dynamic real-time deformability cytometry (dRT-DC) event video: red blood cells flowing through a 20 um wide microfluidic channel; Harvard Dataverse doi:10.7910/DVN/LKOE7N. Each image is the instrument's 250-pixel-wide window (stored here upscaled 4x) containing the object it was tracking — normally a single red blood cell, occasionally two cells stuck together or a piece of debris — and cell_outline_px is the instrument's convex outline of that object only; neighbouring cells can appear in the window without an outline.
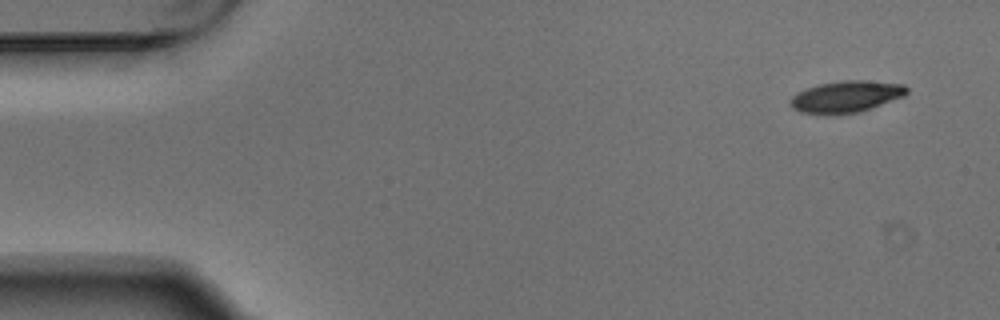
{"species": "Egyptian fruit bat (a non-hibernating species)", "species_latin": "Rousettus aegyptiacus", "temperature_condition": "warm", "stored_images_in_passage": 7, "camera_frame_rate_fps": 3000, "um_per_image_px": 0.085, "animal": {"sex": "male"}, "frame": {"image": 1, "passage_image": 1, "time_ms": 0.0, "image_size_px": [1000, 320], "cell_outline_px": [[908, 92], [904, 96], [860, 112], [828, 116], [824, 116], [800, 112], [792, 108], [788, 100], [796, 92], [820, 84], [840, 80], [864, 80], [904, 84], [908, 88]], "centroid_in_image_um": [71.88, 8.24], "position_along_channel_um": 13.1, "area_um2": 21.91}}
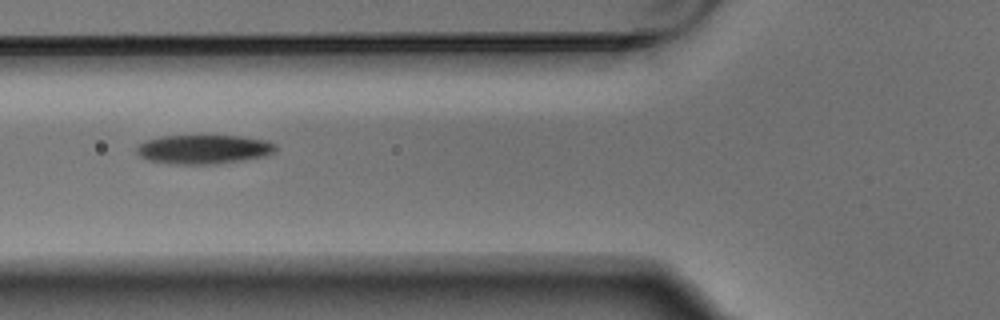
{"frame": {"image": 2, "passage_image": 5, "time_ms": 1.333, "image_size_px": [1000, 320], "cell_outline_px": [[276, 152], [268, 156], [244, 160], [216, 164], [168, 164], [148, 160], [140, 156], [136, 152], [136, 144], [144, 140], [160, 136], [240, 136], [268, 140], [276, 144]], "centroid_in_image_um": [17.31, 12.69], "position_along_channel_um": 108.5, "area_um2": 24.04}}
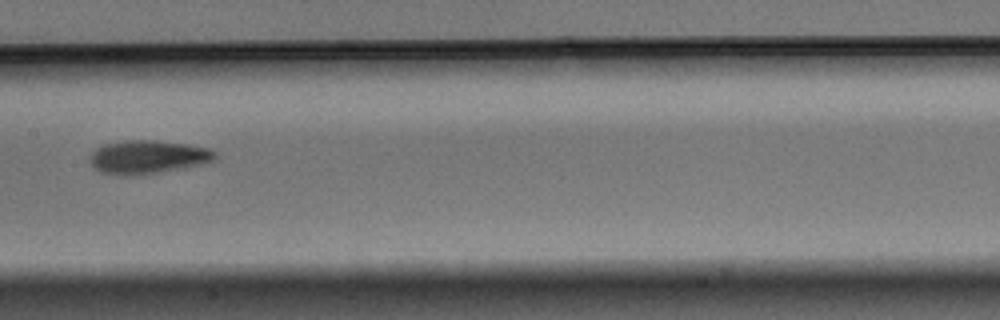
{"frame": {"image": 3, "passage_image": 7, "time_ms": 2.0, "image_size_px": [1000, 320], "cell_outline_px": [[216, 156], [212, 160], [204, 164], [156, 172], [120, 176], [100, 172], [88, 160], [92, 152], [96, 148], [104, 144], [124, 140], [156, 140], [188, 144], [208, 148], [216, 152]], "centroid_in_image_um": [12.54, 13.33], "position_along_channel_um": 194.9, "area_um2": 24.22}}